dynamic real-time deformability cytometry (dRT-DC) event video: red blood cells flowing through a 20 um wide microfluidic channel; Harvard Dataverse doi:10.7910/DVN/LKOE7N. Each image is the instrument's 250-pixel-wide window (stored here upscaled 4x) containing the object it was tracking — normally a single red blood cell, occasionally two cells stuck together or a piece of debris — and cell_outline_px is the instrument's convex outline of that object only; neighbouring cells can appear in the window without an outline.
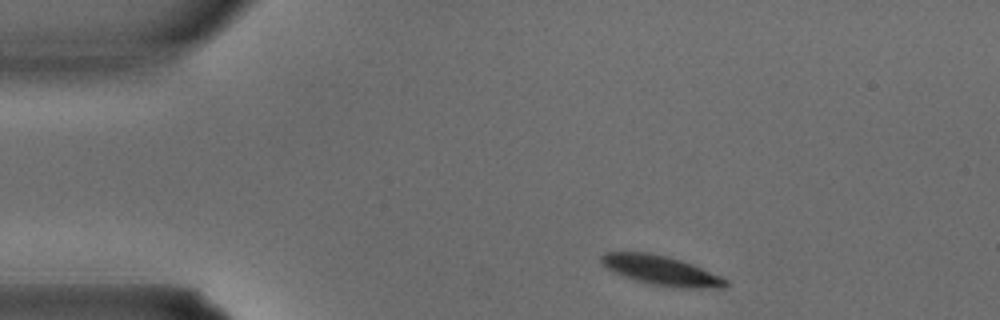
{"species": "common noctule bat (a hibernating species)", "species_latin": "Nyctalus noctula", "temperature_condition": "warm", "stored_images_in_passage": 2, "camera_frame_rate_fps": 3000, "um_per_image_px": 0.085, "animal": {"sex": "male", "body_mass_g": 15.6}, "frame": {"image": 1, "passage_image": 1, "time_ms": 0.0, "image_size_px": [1000, 320], "cell_outline_px": [[728, 284], [724, 288], [684, 288], [652, 284], [636, 280], [612, 272], [600, 260], [600, 256], [604, 252], [648, 252], [668, 256], [692, 264], [720, 276], [728, 280]], "centroid_in_image_um": [56.2, 22.98], "position_along_channel_um": 28.8, "area_um2": 21.21}}